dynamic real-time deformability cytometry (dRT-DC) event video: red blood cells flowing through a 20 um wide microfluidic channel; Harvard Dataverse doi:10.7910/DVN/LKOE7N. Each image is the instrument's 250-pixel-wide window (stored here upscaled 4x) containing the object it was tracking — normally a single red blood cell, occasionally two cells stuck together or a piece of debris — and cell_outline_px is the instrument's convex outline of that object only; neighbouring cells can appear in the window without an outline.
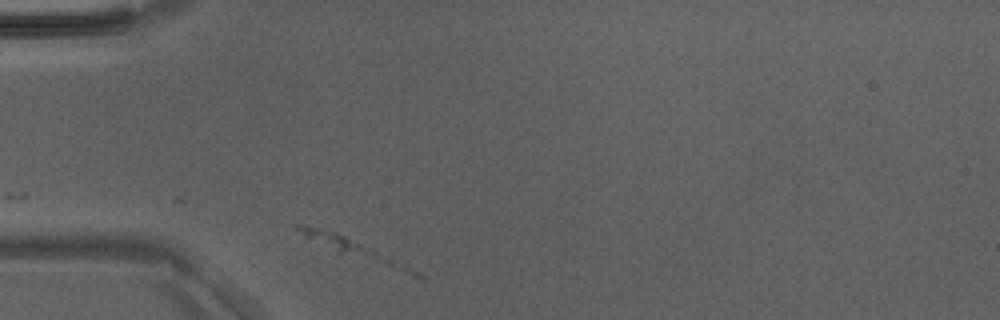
{"species": "Egyptian fruit bat (a non-hibernating species)", "species_latin": "Rousettus aegyptiacus", "temperature_condition": "room temperature", "stored_images_in_passage": 11, "camera_frame_rate_fps": 3000, "um_per_image_px": 0.085, "animal": {"sex": "male"}, "frame": {"image": 1, "passage_image": 2, "time_ms": 0.333, "image_size_px": [1000, 320], "cell_outline_px": [[424, 276], [416, 276], [336, 252], [304, 236], [296, 228], [296, 224], [304, 224], [332, 232], [344, 236], [392, 256], [408, 264], [420, 272]], "centroid_in_image_um": [30.17, 21.17], "position_along_channel_um": 54.8, "area_um2": 12.48}}